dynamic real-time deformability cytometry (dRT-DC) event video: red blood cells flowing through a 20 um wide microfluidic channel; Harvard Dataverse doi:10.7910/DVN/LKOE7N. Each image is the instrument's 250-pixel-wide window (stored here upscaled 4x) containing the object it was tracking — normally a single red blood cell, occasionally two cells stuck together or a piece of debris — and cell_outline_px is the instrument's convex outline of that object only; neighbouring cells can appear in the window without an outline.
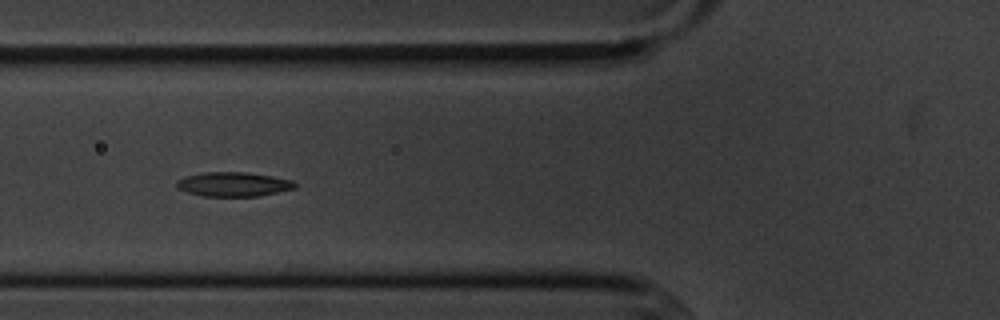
{"species": "common noctule bat (a hibernating species)", "species_latin": "Nyctalus noctula", "temperature_condition": "cold", "stored_images_in_passage": 5, "camera_frame_rate_fps": 3000, "um_per_image_px": 0.085, "animal": {"sex": "male", "body_mass_g": 20.1, "forearm_length_mm": 53.5}, "frame": {"image": 1, "passage_image": 5, "time_ms": 4.667, "image_size_px": [1000, 320], "cell_outline_px": [[296, 188], [256, 196], [204, 196], [188, 192], [176, 188], [176, 180], [184, 176], [204, 172], [248, 172], [272, 176], [292, 180], [296, 184]], "centroid_in_image_um": [19.8, 15.65], "position_along_channel_um": 106.0, "area_um2": 16.76}}